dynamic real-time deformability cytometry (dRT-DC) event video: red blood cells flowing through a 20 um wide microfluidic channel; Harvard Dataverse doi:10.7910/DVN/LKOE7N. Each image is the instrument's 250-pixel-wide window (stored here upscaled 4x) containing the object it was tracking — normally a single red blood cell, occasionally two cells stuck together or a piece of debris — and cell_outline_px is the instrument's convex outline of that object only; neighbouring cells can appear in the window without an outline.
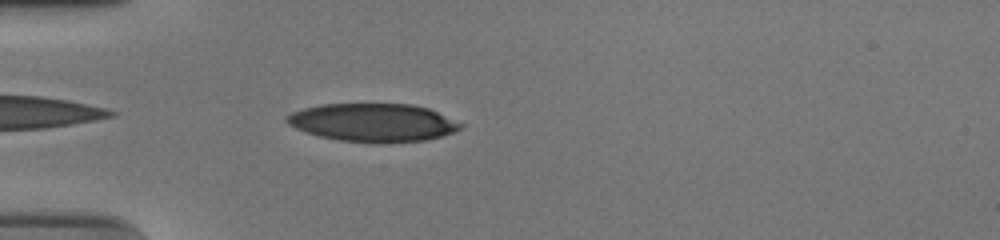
{"species": "human", "species_latin": "Homo sapiens", "temperature_condition": "cold", "stored_images_in_passage": 40, "camera_frame_rate_fps": 3000, "um_per_image_px": 0.085, "donor": {"sex": "male"}, "frame": {"image": 1, "passage_image": 2, "time_ms": 0.333, "image_size_px": [1000, 240], "cell_outline_px": [[464, 124], [456, 132], [428, 140], [380, 144], [340, 140], [320, 136], [296, 128], [288, 124], [284, 120], [284, 116], [292, 112], [304, 108], [320, 104], [412, 104], [428, 108]], "centroid_in_image_um": [31.72, 10.42], "position_along_channel_um": 53.3, "area_um2": 38.9}}
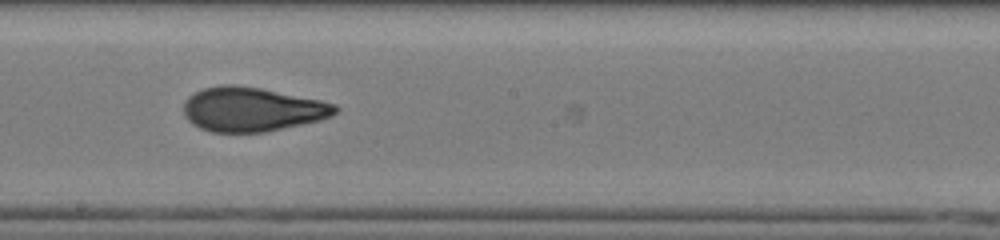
{"frame": {"image": 2, "passage_image": 17, "time_ms": 5.333, "image_size_px": [1000, 240], "cell_outline_px": [[340, 108], [332, 116], [320, 120], [264, 132], [212, 132], [200, 128], [192, 124], [184, 116], [184, 100], [188, 96], [204, 88], [220, 84], [232, 84], [260, 88], [320, 100], [336, 104]], "centroid_in_image_um": [21.4, 9.29], "position_along_channel_um": 226.8, "area_um2": 39.07}}
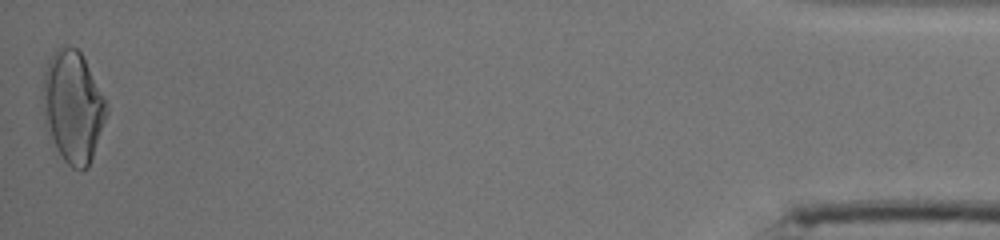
{"frame": {"image": 3, "passage_image": 40, "time_ms": 13.0, "image_size_px": [1000, 240], "cell_outline_px": [[108, 112], [88, 168], [80, 172], [72, 168], [64, 160], [56, 148], [44, 124], [44, 72], [48, 60], [52, 52], [56, 48], [64, 44], [76, 48], [80, 52], [104, 96], [108, 104]], "centroid_in_image_um": [6.2, 9.07], "position_along_channel_um": 429.0, "area_um2": 41.27}, "authors_computed_cell_mechanics": {"area_um2": 38.7838, "velocity_mm_per_s": 3.7494, "shape_relaxation_time_tau1_ms": 10.8679, "shape_relaxation_time_tau2_ms": 1.2678, "deformation_change_tau1": 0.3263, "deformation_change_tau2": 0.0857}}